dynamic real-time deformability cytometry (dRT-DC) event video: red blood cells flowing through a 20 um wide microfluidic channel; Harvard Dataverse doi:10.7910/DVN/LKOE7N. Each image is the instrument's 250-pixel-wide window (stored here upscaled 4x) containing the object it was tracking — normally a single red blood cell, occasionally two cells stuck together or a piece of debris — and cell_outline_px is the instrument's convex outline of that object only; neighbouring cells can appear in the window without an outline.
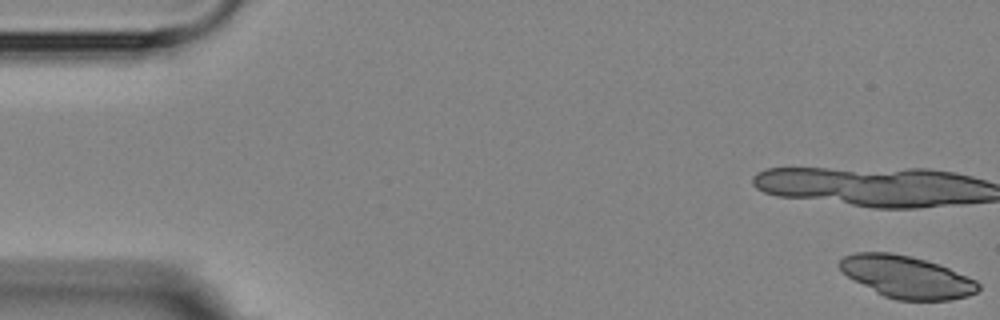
{"species": "Egyptian fruit bat (a non-hibernating species)", "species_latin": "Rousettus aegyptiacus", "temperature_condition": "room temperature", "stored_images_in_passage": 6, "camera_frame_rate_fps": 3000, "um_per_image_px": 0.085, "animal": {"sex": "female"}, "frame": {"image": 1, "passage_image": 1, "time_ms": 0.0, "image_size_px": [1000, 320], "cell_outline_px": [[980, 288], [976, 292], [968, 296], [948, 300], [896, 300], [884, 296], [876, 292], [848, 276], [840, 268], [840, 260], [844, 256], [856, 252], [888, 252], [908, 256], [924, 260], [948, 268], [976, 280], [980, 284]], "centroid_in_image_um": [77.09, 23.55], "position_along_channel_um": 7.9, "area_um2": 33.52}}